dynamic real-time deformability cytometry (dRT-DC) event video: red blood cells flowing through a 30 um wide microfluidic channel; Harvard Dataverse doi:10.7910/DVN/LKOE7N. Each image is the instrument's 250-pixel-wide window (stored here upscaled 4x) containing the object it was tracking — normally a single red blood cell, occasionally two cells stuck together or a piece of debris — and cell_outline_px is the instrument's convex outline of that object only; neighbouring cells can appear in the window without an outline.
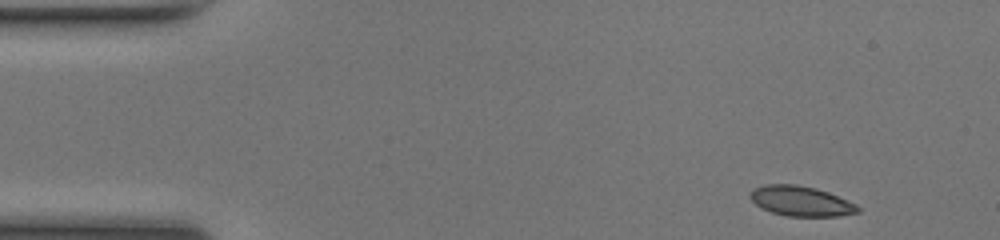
{"species": "common noctule bat (a hibernating species)", "species_latin": "Nyctalus noctula", "temperature_condition": "room temperature", "stored_images_in_passage": 46, "camera_frame_rate_fps": 3000, "um_per_image_px": 0.085, "animal": {"sex": "female", "body_mass_g": 17.0, "forearm_length_mm": 48.0}, "frame": {"image": 1, "passage_image": 1, "time_ms": 0.0, "image_size_px": [1000, 240], "cell_outline_px": [[860, 212], [836, 216], [788, 216], [772, 212], [760, 208], [748, 196], [748, 192], [752, 188], [764, 184], [796, 184], [816, 188], [828, 192], [856, 204], [860, 208]], "centroid_in_image_um": [68.03, 17.08], "position_along_channel_um": 17.0, "area_um2": 18.96}}
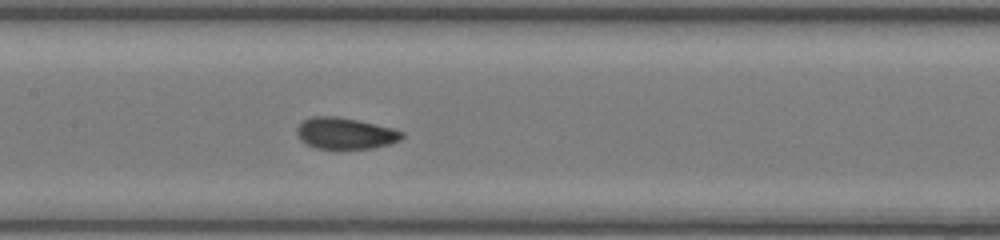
{"frame": {"image": 2, "passage_image": 20, "time_ms": 6.333, "image_size_px": [1000, 240], "cell_outline_px": [[404, 136], [400, 140], [388, 144], [372, 148], [316, 148], [300, 140], [296, 132], [296, 128], [304, 120], [312, 116], [336, 116], [356, 120], [392, 128], [404, 132]], "centroid_in_image_um": [29.33, 11.33], "position_along_channel_um": 178.1, "area_um2": 18.96}}
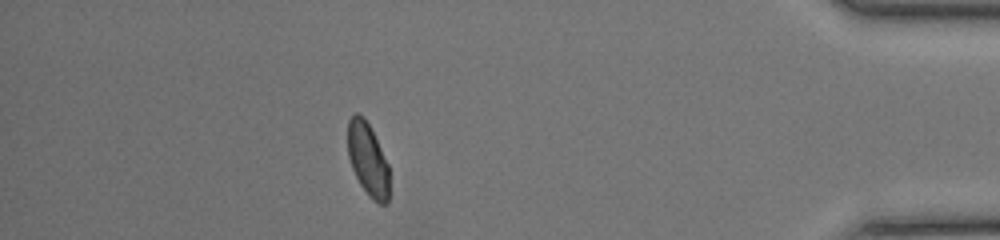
{"frame": {"image": 3, "passage_image": 40, "time_ms": 13.0, "image_size_px": [1000, 240], "cell_outline_px": [[388, 204], [380, 204], [372, 200], [368, 196], [360, 184], [352, 168], [348, 156], [348, 120], [356, 112], [364, 116], [388, 164]], "centroid_in_image_um": [31.25, 13.57], "position_along_channel_um": 403.9, "area_um2": 17.46}, "authors_computed_cell_mechanics": {"area_um2": 18.6116, "velocity_mm_per_s": 4.159, "shape_relaxation_time_tau1_ms": 6.8648, "shape_relaxation_time_tau2_ms": 0.9148, "deformation_change_tau1": 0.1236, "deformation_change_tau2": 0.0515}}